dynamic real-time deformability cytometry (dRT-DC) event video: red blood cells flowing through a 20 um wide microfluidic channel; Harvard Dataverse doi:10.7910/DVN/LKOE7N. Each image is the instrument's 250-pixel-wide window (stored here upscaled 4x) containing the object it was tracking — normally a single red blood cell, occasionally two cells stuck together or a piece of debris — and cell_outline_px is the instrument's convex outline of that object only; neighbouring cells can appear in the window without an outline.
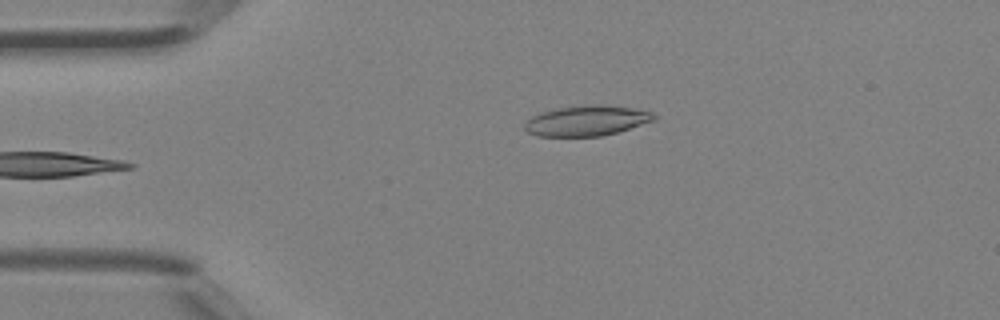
{"species": "Egyptian fruit bat (a non-hibernating species)", "species_latin": "Rousettus aegyptiacus", "temperature_condition": "room temperature", "stored_images_in_passage": 4, "camera_frame_rate_fps": 3000, "um_per_image_px": 0.085, "animal": {"sex": "female"}, "frame": {"image": 1, "passage_image": 4, "time_ms": 1.0, "image_size_px": [1000, 320], "cell_outline_px": [[656, 120], [616, 132], [600, 136], [536, 136], [528, 132], [524, 128], [524, 124], [532, 116], [540, 112], [556, 108], [592, 104], [604, 104], [632, 108], [652, 112], [656, 116]], "centroid_in_image_um": [49.86, 10.25], "position_along_channel_um": 35.1, "area_um2": 22.83}}